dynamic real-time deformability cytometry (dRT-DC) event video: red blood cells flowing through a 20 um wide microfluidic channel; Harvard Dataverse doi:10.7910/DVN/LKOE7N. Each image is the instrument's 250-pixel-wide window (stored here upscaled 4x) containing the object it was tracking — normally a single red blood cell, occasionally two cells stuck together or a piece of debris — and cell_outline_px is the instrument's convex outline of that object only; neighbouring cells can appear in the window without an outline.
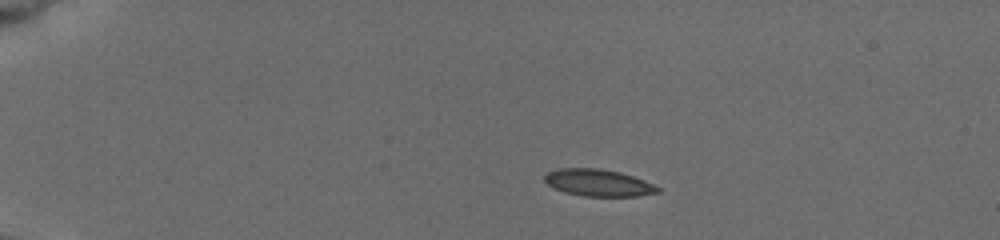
{"species": "common noctule bat (a hibernating species)", "species_latin": "Nyctalus noctula", "temperature_condition": "cold", "stored_images_in_passage": 10, "camera_frame_rate_fps": 3000, "um_per_image_px": 0.085, "animal": {"sex": "female", "body_mass_g": 19.5, "forearm_length_mm": 54.1}, "frame": {"image": 1, "passage_image": 5, "time_ms": 2.667, "image_size_px": [1000, 240], "cell_outline_px": [[660, 192], [636, 196], [584, 196], [564, 192], [548, 184], [544, 180], [544, 176], [548, 172], [560, 168], [600, 168], [620, 172], [644, 180], [660, 188]], "centroid_in_image_um": [50.86, 15.53], "position_along_channel_um": 34.1, "area_um2": 17.63}}
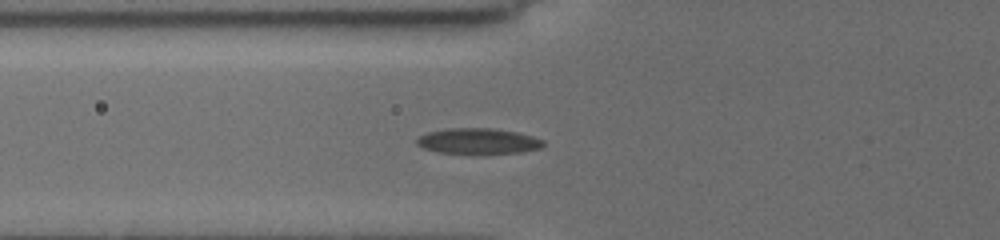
{"frame": {"image": 2, "passage_image": 10, "time_ms": 6.0, "image_size_px": [1000, 240], "cell_outline_px": [[544, 144], [540, 148], [520, 152], [436, 152], [424, 148], [416, 144], [416, 140], [420, 136], [428, 132], [448, 128], [492, 128], [516, 132], [532, 136], [544, 140]], "centroid_in_image_um": [40.63, 11.97], "position_along_channel_um": 85.2, "area_um2": 18.38}}